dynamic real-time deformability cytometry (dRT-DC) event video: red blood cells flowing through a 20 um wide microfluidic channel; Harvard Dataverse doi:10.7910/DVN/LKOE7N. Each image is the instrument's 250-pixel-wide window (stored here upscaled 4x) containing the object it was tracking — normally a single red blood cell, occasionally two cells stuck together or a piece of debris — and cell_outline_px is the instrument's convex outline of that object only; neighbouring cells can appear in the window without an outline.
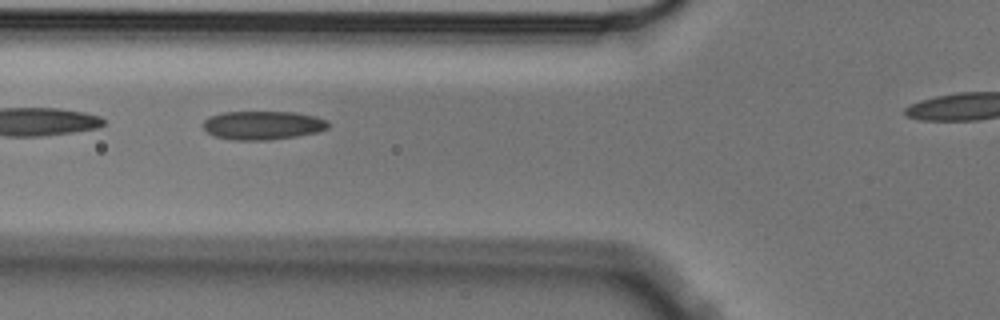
{"species": "Egyptian fruit bat (a non-hibernating species)", "species_latin": "Rousettus aegyptiacus", "temperature_condition": "cold", "stored_images_in_passage": 6, "camera_frame_rate_fps": 3000, "um_per_image_px": 0.085, "animal": {"sex": "male"}, "frame": {"image": 1, "passage_image": 6, "time_ms": 1.667, "image_size_px": [1000, 320], "cell_outline_px": [[328, 128], [320, 132], [296, 136], [268, 140], [232, 140], [212, 136], [204, 128], [204, 120], [208, 116], [224, 112], [296, 112], [316, 116], [328, 120]], "centroid_in_image_um": [22.35, 10.65], "position_along_channel_um": 103.5, "area_um2": 21.1}}